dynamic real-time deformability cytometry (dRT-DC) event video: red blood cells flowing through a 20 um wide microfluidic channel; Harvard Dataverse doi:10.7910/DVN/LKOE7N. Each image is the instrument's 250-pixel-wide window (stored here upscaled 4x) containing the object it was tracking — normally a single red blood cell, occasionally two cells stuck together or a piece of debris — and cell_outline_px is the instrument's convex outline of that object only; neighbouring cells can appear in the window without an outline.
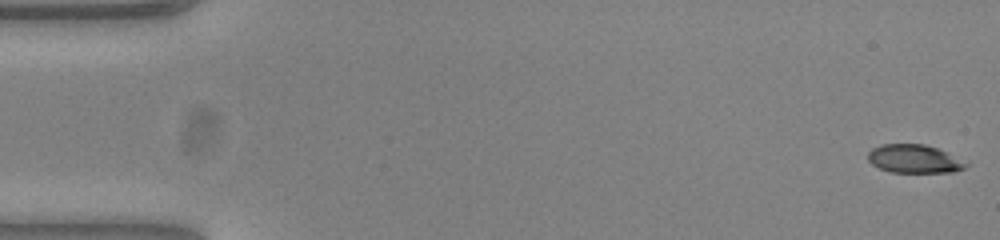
{"species": "common noctule bat (a hibernating species)", "species_latin": "Nyctalus noctula", "temperature_condition": "warm", "stored_images_in_passage": 12, "camera_frame_rate_fps": 3000, "um_per_image_px": 0.085, "animal": {"sex": "female", "body_mass_g": 23.0, "forearm_length_mm": 53.4}, "frame": {"image": 1, "passage_image": 1, "time_ms": 0.0, "image_size_px": [1000, 240], "cell_outline_px": [[968, 164], [964, 168], [952, 172], [892, 172], [880, 168], [872, 164], [868, 160], [868, 152], [872, 148], [884, 144], [924, 144], [936, 148]], "centroid_in_image_um": [77.64, 13.5], "position_along_channel_um": 7.4, "area_um2": 15.78}}